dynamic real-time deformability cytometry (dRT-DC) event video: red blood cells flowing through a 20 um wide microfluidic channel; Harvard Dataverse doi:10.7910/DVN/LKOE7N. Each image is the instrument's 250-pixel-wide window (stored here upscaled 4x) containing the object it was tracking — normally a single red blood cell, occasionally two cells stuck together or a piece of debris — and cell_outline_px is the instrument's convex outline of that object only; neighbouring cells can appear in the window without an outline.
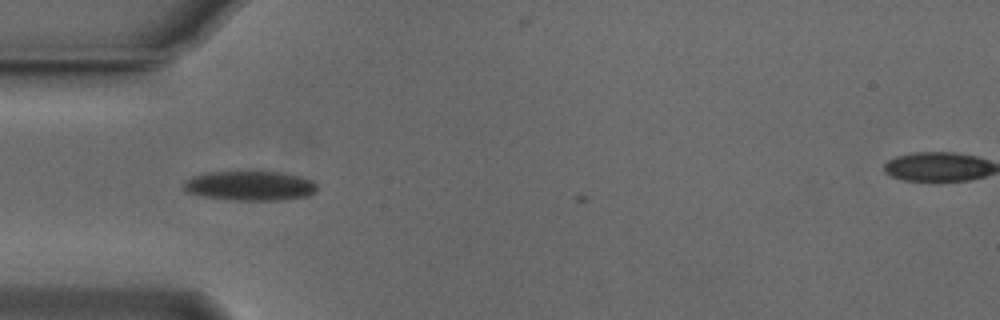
{"species": "Egyptian fruit bat (a non-hibernating species)", "species_latin": "Rousettus aegyptiacus", "temperature_condition": "cold", "stored_images_in_passage": 3, "camera_frame_rate_fps": 3000, "um_per_image_px": 0.085, "animal": {"sex": "male"}, "frame": {"image": 1, "passage_image": 1, "time_ms": 0.0, "image_size_px": [1000, 320], "cell_outline_px": [[316, 192], [308, 196], [280, 200], [236, 200], [204, 196], [188, 192], [184, 188], [184, 184], [192, 176], [208, 172], [280, 172], [300, 176], [312, 180], [316, 184]], "centroid_in_image_um": [21.3, 15.79], "position_along_channel_um": 63.7, "area_um2": 22.72}}